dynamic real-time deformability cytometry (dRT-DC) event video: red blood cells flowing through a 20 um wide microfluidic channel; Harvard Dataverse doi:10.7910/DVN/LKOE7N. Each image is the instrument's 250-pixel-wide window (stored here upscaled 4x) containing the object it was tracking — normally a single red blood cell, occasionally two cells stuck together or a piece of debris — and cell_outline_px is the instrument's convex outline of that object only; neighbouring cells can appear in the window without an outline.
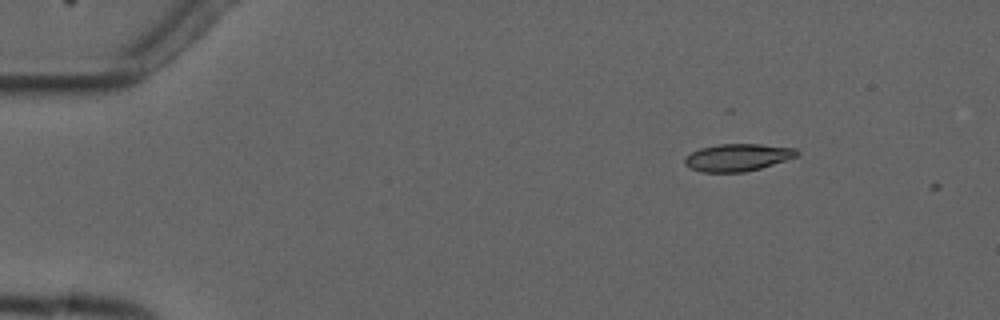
{"species": "common noctule bat (a hibernating species)", "species_latin": "Nyctalus noctula", "temperature_condition": "cold", "stored_images_in_passage": 5, "camera_frame_rate_fps": 3000, "um_per_image_px": 0.085, "animal": {"sex": "male", "forearm_length_mm": 52.5}, "frame": {"image": 1, "passage_image": 3, "time_ms": 2.333, "image_size_px": [1000, 320], "cell_outline_px": [[800, 152], [796, 156], [760, 168], [744, 172], [704, 172], [692, 168], [684, 164], [684, 160], [692, 152], [700, 148], [720, 144], [760, 144], [796, 148]], "centroid_in_image_um": [62.7, 13.37], "position_along_channel_um": 22.3, "area_um2": 17.57}}